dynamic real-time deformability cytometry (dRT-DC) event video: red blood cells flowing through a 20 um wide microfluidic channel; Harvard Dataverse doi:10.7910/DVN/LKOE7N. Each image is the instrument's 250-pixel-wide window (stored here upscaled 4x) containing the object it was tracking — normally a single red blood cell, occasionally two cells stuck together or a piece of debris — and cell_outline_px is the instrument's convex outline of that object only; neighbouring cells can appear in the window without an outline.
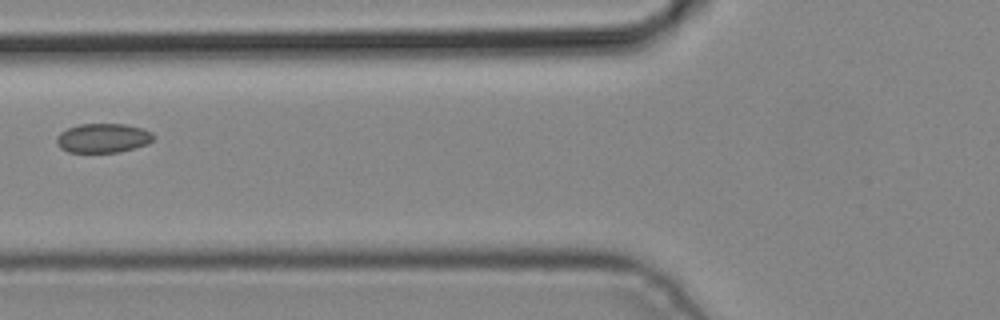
{"species": "common noctule bat (a hibernating species)", "species_latin": "Nyctalus noctula", "temperature_condition": "cold", "stored_images_in_passage": 3, "camera_frame_rate_fps": 3000, "um_per_image_px": 0.085, "animal": {"sex": "male", "body_mass_g": 19.2, "forearm_length_mm": 51.8}, "frame": {"image": 1, "passage_image": 2, "time_ms": 0.333, "image_size_px": [1000, 320], "cell_outline_px": [[156, 136], [148, 144], [120, 152], [68, 152], [60, 148], [56, 144], [56, 136], [60, 132], [68, 128], [80, 124], [124, 124], [144, 128], [152, 132]], "centroid_in_image_um": [8.76, 11.73], "position_along_channel_um": 117.0, "area_um2": 16.7}}
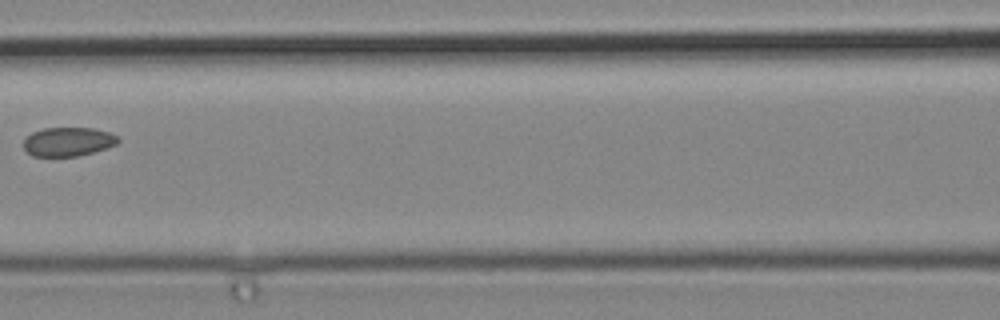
{"frame": {"image": 2, "passage_image": 3, "time_ms": 0.667, "image_size_px": [1000, 320], "cell_outline_px": [[120, 140], [116, 144], [108, 148], [76, 156], [32, 156], [24, 148], [24, 140], [32, 132], [44, 128], [92, 128], [112, 132]], "centroid_in_image_um": [5.81, 12.04], "position_along_channel_um": 160.8, "area_um2": 15.9}}